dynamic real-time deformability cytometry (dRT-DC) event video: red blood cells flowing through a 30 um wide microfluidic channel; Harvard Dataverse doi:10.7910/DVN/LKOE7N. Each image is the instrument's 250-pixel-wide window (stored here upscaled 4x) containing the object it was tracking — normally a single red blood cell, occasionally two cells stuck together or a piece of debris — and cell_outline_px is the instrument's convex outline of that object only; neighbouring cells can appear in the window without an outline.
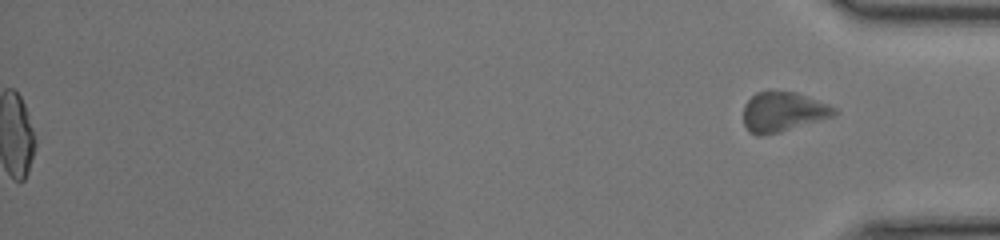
{"species": "common noctule bat (a hibernating species)", "species_latin": "Nyctalus noctula", "temperature_condition": "room temperature", "stored_images_in_passage": 48, "segment_of_instrument_passage": [2, 2], "camera_frame_rate_fps": 3000, "um_per_image_px": 0.085, "animal": {"sex": "female", "body_mass_g": 17.0, "forearm_length_mm": 48.0}, "frame": {"image": 1, "passage_image": 48, "time_ms": 15.667, "image_size_px": [1000, 240], "cell_outline_px": [[836, 112], [832, 116], [780, 132], [760, 136], [756, 136], [748, 132], [744, 124], [744, 104], [756, 92], [796, 92], [828, 104], [836, 108]], "centroid_in_image_um": [66.51, 9.52], "position_along_channel_um": 368.7, "area_um2": 20.75}}